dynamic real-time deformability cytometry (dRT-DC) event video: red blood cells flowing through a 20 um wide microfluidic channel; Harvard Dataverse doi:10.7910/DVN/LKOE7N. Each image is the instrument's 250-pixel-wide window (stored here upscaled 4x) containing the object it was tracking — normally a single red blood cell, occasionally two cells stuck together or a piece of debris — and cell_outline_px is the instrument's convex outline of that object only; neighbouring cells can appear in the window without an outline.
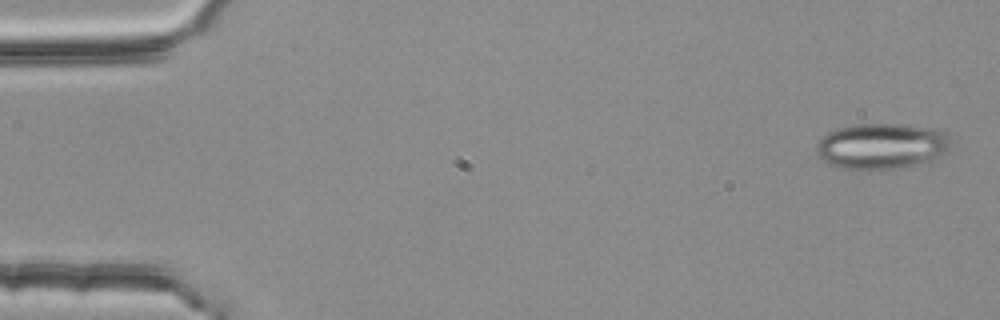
{"species": "common noctule bat (a hibernating species)", "species_latin": "Nyctalus noctula", "temperature_condition": "room temperature", "stored_images_in_passage": 4, "camera_frame_rate_fps": 3000, "um_per_image_px": 0.085, "animal": {"sex": "female", "body_mass_g": 25.1}, "frame": {"image": 1, "passage_image": 1, "time_ms": 0.0, "image_size_px": [1000, 320], "cell_outline_px": [[952, 148], [948, 152], [924, 164], [892, 168], [848, 168], [832, 164], [824, 160], [816, 152], [816, 144], [828, 132], [840, 128], [856, 124], [904, 124], [936, 128], [944, 132]], "centroid_in_image_um": [75.01, 12.39], "position_along_channel_um": 10.0, "area_um2": 35.55}}